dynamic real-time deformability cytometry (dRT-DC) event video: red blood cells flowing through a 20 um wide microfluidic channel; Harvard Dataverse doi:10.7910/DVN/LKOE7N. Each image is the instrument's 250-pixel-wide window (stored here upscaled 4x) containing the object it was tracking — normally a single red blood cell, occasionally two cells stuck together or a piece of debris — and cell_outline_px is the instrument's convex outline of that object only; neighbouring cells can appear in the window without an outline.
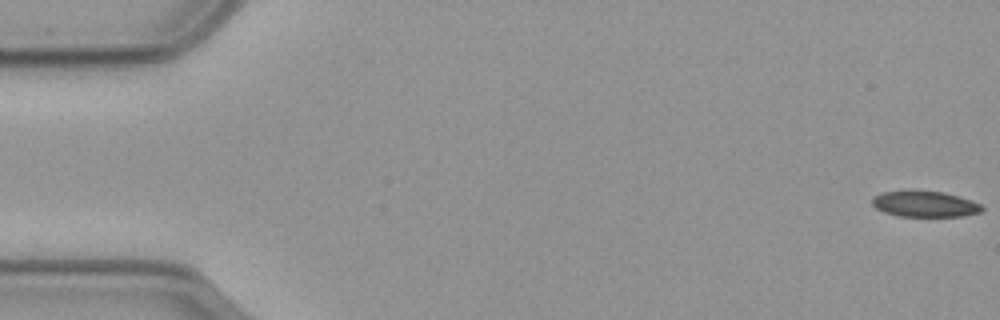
{"species": "common noctule bat (a hibernating species)", "species_latin": "Nyctalus noctula", "temperature_condition": "cold", "stored_images_in_passage": 15, "camera_frame_rate_fps": 3000, "um_per_image_px": 0.085, "animal": {"sex": "male", "body_mass_g": 23.1, "forearm_length_mm": 52.7}, "frame": {"image": 1, "passage_image": 1, "time_ms": 0.0, "image_size_px": [1000, 320], "cell_outline_px": [[984, 208], [980, 212], [964, 216], [900, 216], [884, 212], [876, 208], [872, 204], [872, 196], [880, 192], [944, 192], [960, 196], [972, 200], [980, 204]], "centroid_in_image_um": [78.63, 17.35], "position_along_channel_um": 6.4, "area_um2": 16.3}}
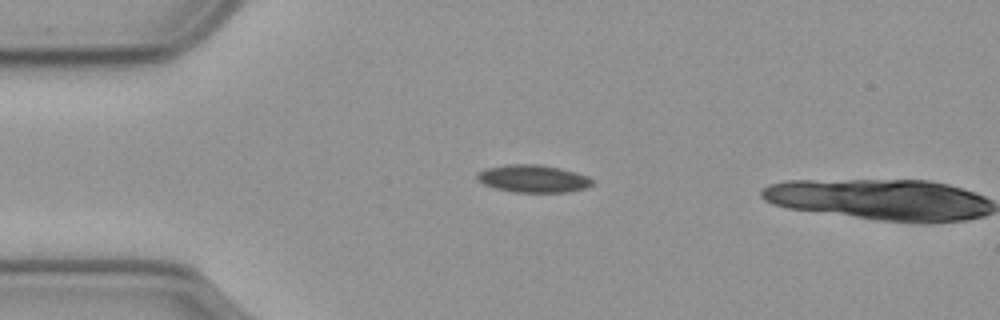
{"frame": {"image": 2, "passage_image": 14, "time_ms": 4.333, "image_size_px": [1000, 320], "cell_outline_px": [[592, 184], [584, 188], [568, 192], [512, 192], [496, 188], [484, 184], [476, 180], [476, 172], [488, 168], [504, 164], [536, 164], [560, 168], [576, 172], [588, 176], [592, 180]], "centroid_in_image_um": [45.27, 15.18], "position_along_channel_um": 39.7, "area_um2": 18.5}}